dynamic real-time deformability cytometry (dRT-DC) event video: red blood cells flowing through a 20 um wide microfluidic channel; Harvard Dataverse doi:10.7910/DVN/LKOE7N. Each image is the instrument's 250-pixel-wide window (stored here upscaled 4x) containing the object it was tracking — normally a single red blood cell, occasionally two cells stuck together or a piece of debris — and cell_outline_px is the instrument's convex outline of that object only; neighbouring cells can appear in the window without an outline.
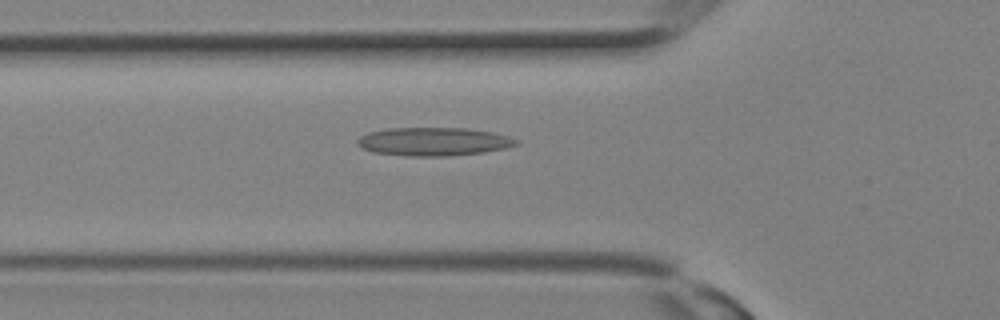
{"species": "Egyptian fruit bat (a non-hibernating species)", "species_latin": "Rousettus aegyptiacus", "temperature_condition": "room temperature", "stored_images_in_passage": 24, "camera_frame_rate_fps": 3000, "um_per_image_px": 0.085, "animal": {"sex": "female"}, "frame": {"image": 1, "passage_image": 7, "time_ms": 2.0, "image_size_px": [1000, 320], "cell_outline_px": [[520, 144], [504, 148], [484, 152], [452, 156], [408, 156], [372, 152], [360, 148], [356, 144], [356, 140], [360, 136], [368, 132], [388, 128], [464, 128], [492, 132], [508, 136], [516, 140]], "centroid_in_image_um": [36.8, 12.04], "position_along_channel_um": 89.0, "area_um2": 26.36}}
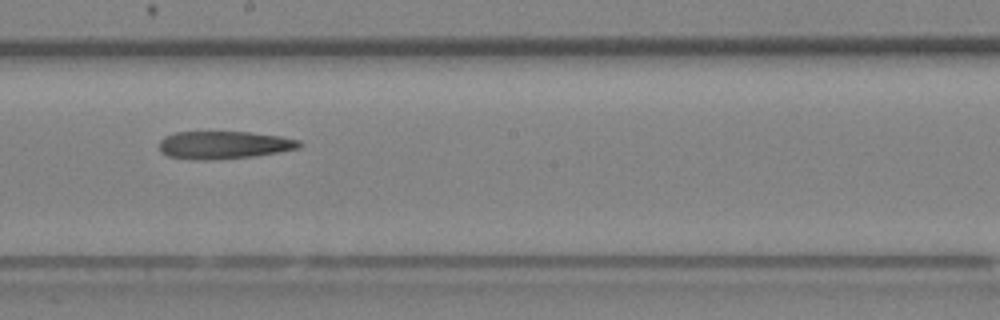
{"frame": {"image": 2, "passage_image": 13, "time_ms": 4.0, "image_size_px": [1000, 320], "cell_outline_px": [[304, 144], [300, 148], [252, 156], [208, 160], [196, 160], [168, 156], [160, 152], [160, 140], [164, 136], [176, 132], [248, 132], [280, 136], [300, 140]], "centroid_in_image_um": [19.03, 12.32], "position_along_channel_um": 229.2, "area_um2": 22.6}}
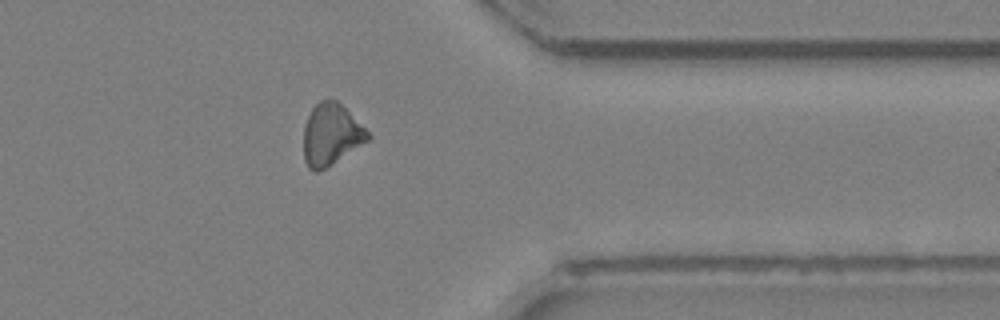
{"frame": {"image": 3, "passage_image": 20, "time_ms": 6.333, "image_size_px": [1000, 320], "cell_outline_px": [[372, 136], [368, 140], [332, 164], [316, 172], [308, 168], [304, 160], [304, 128], [308, 116], [312, 108], [320, 100], [336, 100]], "centroid_in_image_um": [28.11, 11.45], "position_along_channel_um": 383.3, "area_um2": 22.48}}